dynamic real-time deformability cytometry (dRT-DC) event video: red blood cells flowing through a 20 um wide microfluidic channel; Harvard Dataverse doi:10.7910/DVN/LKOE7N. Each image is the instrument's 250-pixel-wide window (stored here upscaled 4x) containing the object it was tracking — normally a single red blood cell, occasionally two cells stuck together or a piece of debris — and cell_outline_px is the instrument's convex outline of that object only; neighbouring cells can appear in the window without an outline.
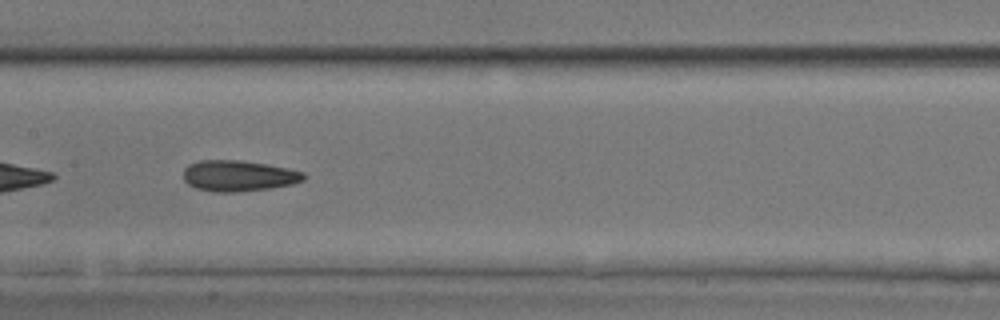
{"species": "common noctule bat (a hibernating species)", "species_latin": "Nyctalus noctula", "temperature_condition": "room temperature", "stored_images_in_passage": 47, "camera_frame_rate_fps": 3000, "um_per_image_px": 0.085, "animal": {"sex": "male", "body_mass_g": 17.9, "forearm_length_mm": 54.2}, "frame": {"image": 1, "passage_image": 21, "time_ms": 6.667, "image_size_px": [1000, 320], "cell_outline_px": [[308, 176], [304, 180], [292, 184], [272, 188], [236, 192], [212, 192], [196, 188], [188, 184], [184, 180], [184, 168], [188, 164], [200, 160], [240, 160], [264, 164], [304, 172]], "centroid_in_image_um": [20.26, 14.95], "position_along_channel_um": 187.1, "area_um2": 21.73}}
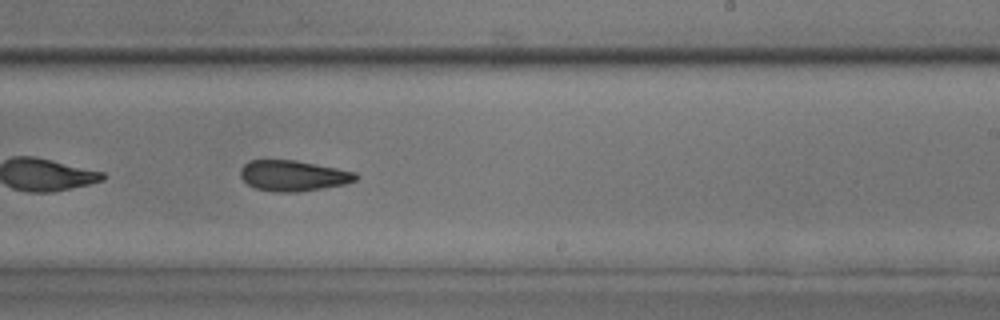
{"frame": {"image": 2, "passage_image": 27, "time_ms": 8.667, "image_size_px": [1000, 320], "cell_outline_px": [[360, 176], [356, 180], [344, 184], [300, 192], [276, 192], [256, 188], [248, 184], [240, 176], [240, 168], [248, 160], [296, 160], [356, 172]], "centroid_in_image_um": [24.92, 14.93], "position_along_channel_um": 264.1, "area_um2": 20.63}}
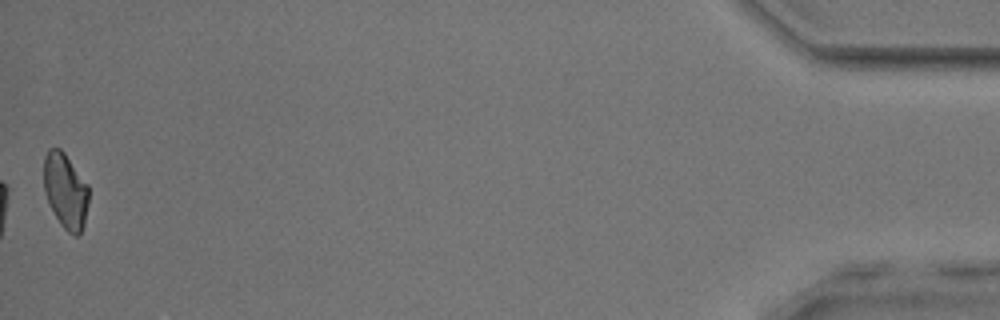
{"frame": {"image": 3, "passage_image": 47, "time_ms": 15.333, "image_size_px": [1000, 320], "cell_outline_px": [[88, 204], [84, 224], [80, 232], [76, 236], [72, 236], [60, 224], [48, 200], [44, 188], [44, 156], [48, 148], [60, 148], [64, 152], [88, 184]], "centroid_in_image_um": [5.57, 16.2], "position_along_channel_um": 429.6, "area_um2": 19.59}, "authors_computed_cell_mechanics": {"area_um2": 21.2704, "velocity_mm_per_s": 3.8768, "shape_relaxation_time_tau1_ms": 5.5784, "shape_relaxation_time_tau2_ms": 2.7798, "deformation_change_tau1": 0.129, "deformation_change_tau2": 0.0925}}